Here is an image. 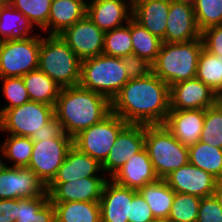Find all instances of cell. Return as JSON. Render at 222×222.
I'll return each instance as SVG.
<instances>
[{"mask_svg": "<svg viewBox=\"0 0 222 222\" xmlns=\"http://www.w3.org/2000/svg\"><path fill=\"white\" fill-rule=\"evenodd\" d=\"M170 111V86L151 72L130 79L111 101V112L128 124L163 125Z\"/></svg>", "mask_w": 222, "mask_h": 222, "instance_id": "6da1fadb", "label": "cell"}, {"mask_svg": "<svg viewBox=\"0 0 222 222\" xmlns=\"http://www.w3.org/2000/svg\"><path fill=\"white\" fill-rule=\"evenodd\" d=\"M63 132L70 137L101 122L111 113V101L80 85L61 88L54 107Z\"/></svg>", "mask_w": 222, "mask_h": 222, "instance_id": "7a4b0ae2", "label": "cell"}, {"mask_svg": "<svg viewBox=\"0 0 222 222\" xmlns=\"http://www.w3.org/2000/svg\"><path fill=\"white\" fill-rule=\"evenodd\" d=\"M202 49L201 37L181 43L162 42L157 59L152 64V72L170 87L178 82L196 78Z\"/></svg>", "mask_w": 222, "mask_h": 222, "instance_id": "3957f363", "label": "cell"}, {"mask_svg": "<svg viewBox=\"0 0 222 222\" xmlns=\"http://www.w3.org/2000/svg\"><path fill=\"white\" fill-rule=\"evenodd\" d=\"M38 69L61 88L80 83L81 60L59 35L41 37Z\"/></svg>", "mask_w": 222, "mask_h": 222, "instance_id": "277c9868", "label": "cell"}, {"mask_svg": "<svg viewBox=\"0 0 222 222\" xmlns=\"http://www.w3.org/2000/svg\"><path fill=\"white\" fill-rule=\"evenodd\" d=\"M129 80L119 57L101 54L81 61L79 85L107 97L110 101Z\"/></svg>", "mask_w": 222, "mask_h": 222, "instance_id": "5b68a950", "label": "cell"}, {"mask_svg": "<svg viewBox=\"0 0 222 222\" xmlns=\"http://www.w3.org/2000/svg\"><path fill=\"white\" fill-rule=\"evenodd\" d=\"M145 148L160 179L189 163L188 147L164 125H145Z\"/></svg>", "mask_w": 222, "mask_h": 222, "instance_id": "8992f818", "label": "cell"}, {"mask_svg": "<svg viewBox=\"0 0 222 222\" xmlns=\"http://www.w3.org/2000/svg\"><path fill=\"white\" fill-rule=\"evenodd\" d=\"M40 44L41 36L31 34L0 41V78L23 77L38 69Z\"/></svg>", "mask_w": 222, "mask_h": 222, "instance_id": "52a82bcc", "label": "cell"}, {"mask_svg": "<svg viewBox=\"0 0 222 222\" xmlns=\"http://www.w3.org/2000/svg\"><path fill=\"white\" fill-rule=\"evenodd\" d=\"M127 125L126 121L111 112L101 122L80 131L74 136L73 146L102 164L106 160L118 134Z\"/></svg>", "mask_w": 222, "mask_h": 222, "instance_id": "ba28073f", "label": "cell"}, {"mask_svg": "<svg viewBox=\"0 0 222 222\" xmlns=\"http://www.w3.org/2000/svg\"><path fill=\"white\" fill-rule=\"evenodd\" d=\"M55 117L54 106L29 101L21 106L6 109L0 115V130L10 135L31 137Z\"/></svg>", "mask_w": 222, "mask_h": 222, "instance_id": "9c48e42d", "label": "cell"}, {"mask_svg": "<svg viewBox=\"0 0 222 222\" xmlns=\"http://www.w3.org/2000/svg\"><path fill=\"white\" fill-rule=\"evenodd\" d=\"M73 146V138L64 132L58 138L33 141L32 155L27 166L47 186L63 164L68 150Z\"/></svg>", "mask_w": 222, "mask_h": 222, "instance_id": "30bf717a", "label": "cell"}, {"mask_svg": "<svg viewBox=\"0 0 222 222\" xmlns=\"http://www.w3.org/2000/svg\"><path fill=\"white\" fill-rule=\"evenodd\" d=\"M59 37L82 61L103 54L104 32L85 15Z\"/></svg>", "mask_w": 222, "mask_h": 222, "instance_id": "8fae6325", "label": "cell"}, {"mask_svg": "<svg viewBox=\"0 0 222 222\" xmlns=\"http://www.w3.org/2000/svg\"><path fill=\"white\" fill-rule=\"evenodd\" d=\"M46 192V185L27 167L7 166L0 172V199L35 198Z\"/></svg>", "mask_w": 222, "mask_h": 222, "instance_id": "7c38bea8", "label": "cell"}, {"mask_svg": "<svg viewBox=\"0 0 222 222\" xmlns=\"http://www.w3.org/2000/svg\"><path fill=\"white\" fill-rule=\"evenodd\" d=\"M107 180L104 176L79 178L69 182H50L46 191L51 202H99Z\"/></svg>", "mask_w": 222, "mask_h": 222, "instance_id": "4fadbf2b", "label": "cell"}, {"mask_svg": "<svg viewBox=\"0 0 222 222\" xmlns=\"http://www.w3.org/2000/svg\"><path fill=\"white\" fill-rule=\"evenodd\" d=\"M164 179L175 192L200 198L216 194L219 182L211 174L190 163L172 171Z\"/></svg>", "mask_w": 222, "mask_h": 222, "instance_id": "5bb4252c", "label": "cell"}, {"mask_svg": "<svg viewBox=\"0 0 222 222\" xmlns=\"http://www.w3.org/2000/svg\"><path fill=\"white\" fill-rule=\"evenodd\" d=\"M145 146V125L128 124L117 136L106 160L101 164L102 171L111 178L133 154Z\"/></svg>", "mask_w": 222, "mask_h": 222, "instance_id": "9a60e30c", "label": "cell"}, {"mask_svg": "<svg viewBox=\"0 0 222 222\" xmlns=\"http://www.w3.org/2000/svg\"><path fill=\"white\" fill-rule=\"evenodd\" d=\"M216 103L217 94L197 78L170 87V110H206Z\"/></svg>", "mask_w": 222, "mask_h": 222, "instance_id": "2e32d148", "label": "cell"}, {"mask_svg": "<svg viewBox=\"0 0 222 222\" xmlns=\"http://www.w3.org/2000/svg\"><path fill=\"white\" fill-rule=\"evenodd\" d=\"M126 1L125 0H93L90 2L87 1L86 15L104 33L111 31L115 28L127 24L129 20L132 18V0H126Z\"/></svg>", "mask_w": 222, "mask_h": 222, "instance_id": "e0dca14e", "label": "cell"}, {"mask_svg": "<svg viewBox=\"0 0 222 222\" xmlns=\"http://www.w3.org/2000/svg\"><path fill=\"white\" fill-rule=\"evenodd\" d=\"M200 37L201 32L196 24L194 8L171 0L165 38L162 42L181 43Z\"/></svg>", "mask_w": 222, "mask_h": 222, "instance_id": "ac0fdd59", "label": "cell"}, {"mask_svg": "<svg viewBox=\"0 0 222 222\" xmlns=\"http://www.w3.org/2000/svg\"><path fill=\"white\" fill-rule=\"evenodd\" d=\"M115 183L139 191L148 183L158 180L145 146L126 161L110 178Z\"/></svg>", "mask_w": 222, "mask_h": 222, "instance_id": "d6986e66", "label": "cell"}, {"mask_svg": "<svg viewBox=\"0 0 222 222\" xmlns=\"http://www.w3.org/2000/svg\"><path fill=\"white\" fill-rule=\"evenodd\" d=\"M133 189L107 180L99 201L101 222H130Z\"/></svg>", "mask_w": 222, "mask_h": 222, "instance_id": "ffe728a7", "label": "cell"}, {"mask_svg": "<svg viewBox=\"0 0 222 222\" xmlns=\"http://www.w3.org/2000/svg\"><path fill=\"white\" fill-rule=\"evenodd\" d=\"M205 119V110H170L163 125L184 146L200 141Z\"/></svg>", "mask_w": 222, "mask_h": 222, "instance_id": "44dd1931", "label": "cell"}, {"mask_svg": "<svg viewBox=\"0 0 222 222\" xmlns=\"http://www.w3.org/2000/svg\"><path fill=\"white\" fill-rule=\"evenodd\" d=\"M170 3L171 0H132V18L163 40Z\"/></svg>", "mask_w": 222, "mask_h": 222, "instance_id": "7402d4cb", "label": "cell"}, {"mask_svg": "<svg viewBox=\"0 0 222 222\" xmlns=\"http://www.w3.org/2000/svg\"><path fill=\"white\" fill-rule=\"evenodd\" d=\"M99 172H102V167L96 159L72 146L51 182H69L85 177H100Z\"/></svg>", "mask_w": 222, "mask_h": 222, "instance_id": "603a6c76", "label": "cell"}, {"mask_svg": "<svg viewBox=\"0 0 222 222\" xmlns=\"http://www.w3.org/2000/svg\"><path fill=\"white\" fill-rule=\"evenodd\" d=\"M87 0H52L48 35H59L86 15Z\"/></svg>", "mask_w": 222, "mask_h": 222, "instance_id": "cb8c5ba5", "label": "cell"}, {"mask_svg": "<svg viewBox=\"0 0 222 222\" xmlns=\"http://www.w3.org/2000/svg\"><path fill=\"white\" fill-rule=\"evenodd\" d=\"M30 101L56 105L61 87L39 69L30 71L23 77Z\"/></svg>", "mask_w": 222, "mask_h": 222, "instance_id": "d4e9b609", "label": "cell"}, {"mask_svg": "<svg viewBox=\"0 0 222 222\" xmlns=\"http://www.w3.org/2000/svg\"><path fill=\"white\" fill-rule=\"evenodd\" d=\"M139 192L148 203L155 219H168L175 191L170 188L165 179L143 186Z\"/></svg>", "mask_w": 222, "mask_h": 222, "instance_id": "484cf974", "label": "cell"}, {"mask_svg": "<svg viewBox=\"0 0 222 222\" xmlns=\"http://www.w3.org/2000/svg\"><path fill=\"white\" fill-rule=\"evenodd\" d=\"M15 222H56L55 208L47 191L35 198L17 199V220Z\"/></svg>", "mask_w": 222, "mask_h": 222, "instance_id": "4316f807", "label": "cell"}, {"mask_svg": "<svg viewBox=\"0 0 222 222\" xmlns=\"http://www.w3.org/2000/svg\"><path fill=\"white\" fill-rule=\"evenodd\" d=\"M56 222H101L99 202H52Z\"/></svg>", "mask_w": 222, "mask_h": 222, "instance_id": "83f0119b", "label": "cell"}, {"mask_svg": "<svg viewBox=\"0 0 222 222\" xmlns=\"http://www.w3.org/2000/svg\"><path fill=\"white\" fill-rule=\"evenodd\" d=\"M189 163L222 180V149L204 142L188 147Z\"/></svg>", "mask_w": 222, "mask_h": 222, "instance_id": "f1b7e54d", "label": "cell"}, {"mask_svg": "<svg viewBox=\"0 0 222 222\" xmlns=\"http://www.w3.org/2000/svg\"><path fill=\"white\" fill-rule=\"evenodd\" d=\"M130 35L133 53L153 64L159 54L162 40L151 34L133 18L130 19Z\"/></svg>", "mask_w": 222, "mask_h": 222, "instance_id": "f546056e", "label": "cell"}, {"mask_svg": "<svg viewBox=\"0 0 222 222\" xmlns=\"http://www.w3.org/2000/svg\"><path fill=\"white\" fill-rule=\"evenodd\" d=\"M34 29L25 16L7 3L0 11V41L26 37Z\"/></svg>", "mask_w": 222, "mask_h": 222, "instance_id": "4dcf8cb0", "label": "cell"}, {"mask_svg": "<svg viewBox=\"0 0 222 222\" xmlns=\"http://www.w3.org/2000/svg\"><path fill=\"white\" fill-rule=\"evenodd\" d=\"M196 78L218 94L222 90V55L212 54L203 47L197 64Z\"/></svg>", "mask_w": 222, "mask_h": 222, "instance_id": "1f68e13d", "label": "cell"}, {"mask_svg": "<svg viewBox=\"0 0 222 222\" xmlns=\"http://www.w3.org/2000/svg\"><path fill=\"white\" fill-rule=\"evenodd\" d=\"M52 0H8L16 10L20 11L33 28L34 24L48 31V18Z\"/></svg>", "mask_w": 222, "mask_h": 222, "instance_id": "d6a6232c", "label": "cell"}, {"mask_svg": "<svg viewBox=\"0 0 222 222\" xmlns=\"http://www.w3.org/2000/svg\"><path fill=\"white\" fill-rule=\"evenodd\" d=\"M1 155L13 164L11 167H27L33 148V141L30 137L10 135L0 145Z\"/></svg>", "mask_w": 222, "mask_h": 222, "instance_id": "836d02e7", "label": "cell"}, {"mask_svg": "<svg viewBox=\"0 0 222 222\" xmlns=\"http://www.w3.org/2000/svg\"><path fill=\"white\" fill-rule=\"evenodd\" d=\"M131 53H133V47L130 20L126 25L104 33V55L121 58Z\"/></svg>", "mask_w": 222, "mask_h": 222, "instance_id": "e575fe53", "label": "cell"}, {"mask_svg": "<svg viewBox=\"0 0 222 222\" xmlns=\"http://www.w3.org/2000/svg\"><path fill=\"white\" fill-rule=\"evenodd\" d=\"M201 198L175 192L168 219L171 222H196Z\"/></svg>", "mask_w": 222, "mask_h": 222, "instance_id": "d590c367", "label": "cell"}, {"mask_svg": "<svg viewBox=\"0 0 222 222\" xmlns=\"http://www.w3.org/2000/svg\"><path fill=\"white\" fill-rule=\"evenodd\" d=\"M200 141L222 149V107L218 103L205 110Z\"/></svg>", "mask_w": 222, "mask_h": 222, "instance_id": "8d00e7d4", "label": "cell"}, {"mask_svg": "<svg viewBox=\"0 0 222 222\" xmlns=\"http://www.w3.org/2000/svg\"><path fill=\"white\" fill-rule=\"evenodd\" d=\"M193 8L200 32L222 25V0H197Z\"/></svg>", "mask_w": 222, "mask_h": 222, "instance_id": "74e56055", "label": "cell"}, {"mask_svg": "<svg viewBox=\"0 0 222 222\" xmlns=\"http://www.w3.org/2000/svg\"><path fill=\"white\" fill-rule=\"evenodd\" d=\"M3 82L2 92L4 97L9 102L4 107L0 108V115L6 110L11 109L29 102V94L25 88L22 77H6L0 78Z\"/></svg>", "mask_w": 222, "mask_h": 222, "instance_id": "f35d334b", "label": "cell"}, {"mask_svg": "<svg viewBox=\"0 0 222 222\" xmlns=\"http://www.w3.org/2000/svg\"><path fill=\"white\" fill-rule=\"evenodd\" d=\"M196 222H222V202L217 194L201 198Z\"/></svg>", "mask_w": 222, "mask_h": 222, "instance_id": "ab89813d", "label": "cell"}, {"mask_svg": "<svg viewBox=\"0 0 222 222\" xmlns=\"http://www.w3.org/2000/svg\"><path fill=\"white\" fill-rule=\"evenodd\" d=\"M121 60L129 79L144 78L152 72V64L134 53L121 57Z\"/></svg>", "mask_w": 222, "mask_h": 222, "instance_id": "60d3db41", "label": "cell"}, {"mask_svg": "<svg viewBox=\"0 0 222 222\" xmlns=\"http://www.w3.org/2000/svg\"><path fill=\"white\" fill-rule=\"evenodd\" d=\"M154 215L139 191L133 190V199L130 202V222H151Z\"/></svg>", "mask_w": 222, "mask_h": 222, "instance_id": "b9f144b4", "label": "cell"}, {"mask_svg": "<svg viewBox=\"0 0 222 222\" xmlns=\"http://www.w3.org/2000/svg\"><path fill=\"white\" fill-rule=\"evenodd\" d=\"M203 47L215 55H222V25L213 26L201 32Z\"/></svg>", "mask_w": 222, "mask_h": 222, "instance_id": "7bdbcfd3", "label": "cell"}, {"mask_svg": "<svg viewBox=\"0 0 222 222\" xmlns=\"http://www.w3.org/2000/svg\"><path fill=\"white\" fill-rule=\"evenodd\" d=\"M62 133V126L54 117L49 123L42 126L38 133H33L30 138L32 141H41L45 138H58Z\"/></svg>", "mask_w": 222, "mask_h": 222, "instance_id": "ee69618b", "label": "cell"}, {"mask_svg": "<svg viewBox=\"0 0 222 222\" xmlns=\"http://www.w3.org/2000/svg\"><path fill=\"white\" fill-rule=\"evenodd\" d=\"M17 220V199H0V222Z\"/></svg>", "mask_w": 222, "mask_h": 222, "instance_id": "f6af8a7d", "label": "cell"}, {"mask_svg": "<svg viewBox=\"0 0 222 222\" xmlns=\"http://www.w3.org/2000/svg\"><path fill=\"white\" fill-rule=\"evenodd\" d=\"M174 1L189 5L191 7H194L197 2V0H174Z\"/></svg>", "mask_w": 222, "mask_h": 222, "instance_id": "bcb514c9", "label": "cell"}, {"mask_svg": "<svg viewBox=\"0 0 222 222\" xmlns=\"http://www.w3.org/2000/svg\"><path fill=\"white\" fill-rule=\"evenodd\" d=\"M216 194L218 195V197L220 198L222 202V180L218 182Z\"/></svg>", "mask_w": 222, "mask_h": 222, "instance_id": "7dc6e473", "label": "cell"}, {"mask_svg": "<svg viewBox=\"0 0 222 222\" xmlns=\"http://www.w3.org/2000/svg\"><path fill=\"white\" fill-rule=\"evenodd\" d=\"M217 103L222 107V90L217 94Z\"/></svg>", "mask_w": 222, "mask_h": 222, "instance_id": "c3c4849f", "label": "cell"}, {"mask_svg": "<svg viewBox=\"0 0 222 222\" xmlns=\"http://www.w3.org/2000/svg\"><path fill=\"white\" fill-rule=\"evenodd\" d=\"M8 164H5L2 160H0V172L3 171Z\"/></svg>", "mask_w": 222, "mask_h": 222, "instance_id": "681fc988", "label": "cell"}, {"mask_svg": "<svg viewBox=\"0 0 222 222\" xmlns=\"http://www.w3.org/2000/svg\"><path fill=\"white\" fill-rule=\"evenodd\" d=\"M8 3V0H0V11Z\"/></svg>", "mask_w": 222, "mask_h": 222, "instance_id": "f907efd6", "label": "cell"}, {"mask_svg": "<svg viewBox=\"0 0 222 222\" xmlns=\"http://www.w3.org/2000/svg\"><path fill=\"white\" fill-rule=\"evenodd\" d=\"M151 222H171L169 219H154Z\"/></svg>", "mask_w": 222, "mask_h": 222, "instance_id": "816d5d0a", "label": "cell"}]
</instances>
